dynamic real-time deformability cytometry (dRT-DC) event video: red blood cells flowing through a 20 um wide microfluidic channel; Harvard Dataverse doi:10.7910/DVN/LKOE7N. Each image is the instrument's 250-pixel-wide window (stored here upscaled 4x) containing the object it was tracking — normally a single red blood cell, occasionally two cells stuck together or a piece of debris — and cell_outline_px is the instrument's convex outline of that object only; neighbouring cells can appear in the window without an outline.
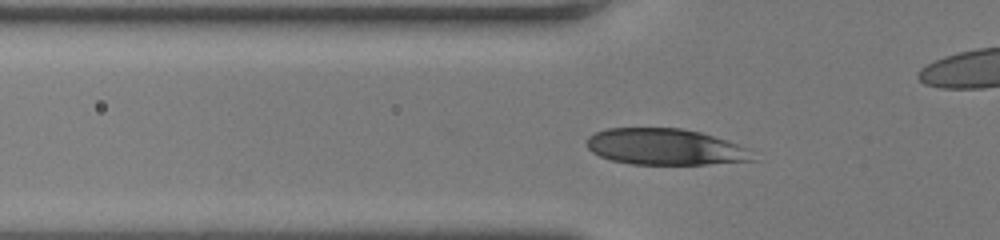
{"species": "human", "species_latin": "Homo sapiens", "temperature_condition": "room temperature", "stored_images_in_passage": 34, "camera_frame_rate_fps": 3000, "um_per_image_px": 0.085, "donor": {"sex": "female"}, "frame": {"image": 1, "passage_image": 7, "time_ms": 2.0, "image_size_px": [1000, 240], "cell_outline_px": [[756, 160], [708, 164], [632, 164], [612, 160], [600, 156], [592, 152], [588, 148], [588, 136], [596, 132], [608, 128], [680, 128], [700, 132], [748, 148]], "centroid_in_image_um": [56.52, 12.48], "position_along_channel_um": 69.3, "area_um2": 34.74}}
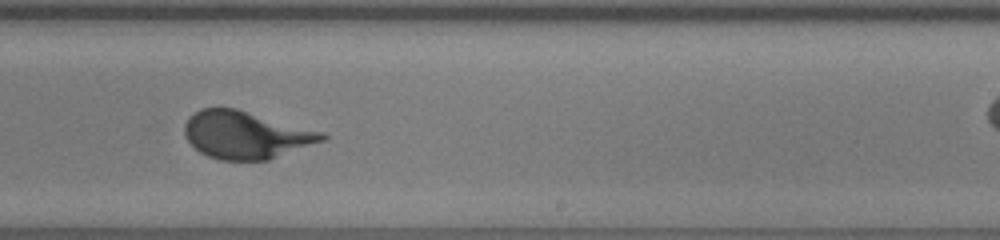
{"frame": {"image": 2, "passage_image": 22, "time_ms": 7.0, "image_size_px": [1000, 240], "cell_outline_px": [[328, 136], [324, 140], [268, 160], [220, 160], [208, 156], [200, 152], [184, 136], [184, 124], [188, 116], [200, 108], [236, 108], [324, 132]], "centroid_in_image_um": [20.87, 11.46], "position_along_channel_um": 268.1, "area_um2": 37.97}}
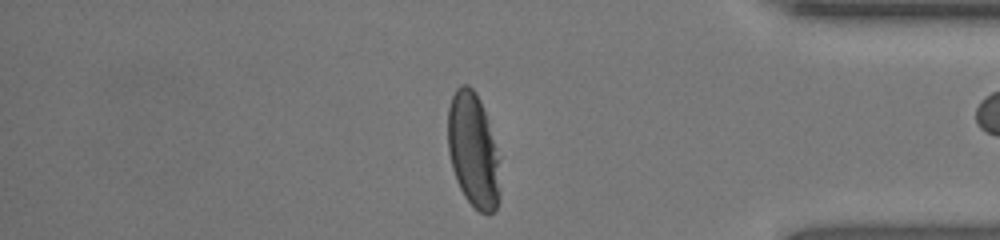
{"frame": {"image": 3, "passage_image": 33, "time_ms": 10.667, "image_size_px": [1000, 240], "cell_outline_px": [[500, 200], [496, 208], [492, 212], [480, 212], [464, 196], [456, 180], [452, 168], [448, 152], [448, 108], [452, 96], [456, 88], [460, 84], [468, 84], [476, 92], [480, 100], [500, 156]], "centroid_in_image_um": [40.24, 12.77], "position_along_channel_um": 395.0, "area_um2": 35.14}}